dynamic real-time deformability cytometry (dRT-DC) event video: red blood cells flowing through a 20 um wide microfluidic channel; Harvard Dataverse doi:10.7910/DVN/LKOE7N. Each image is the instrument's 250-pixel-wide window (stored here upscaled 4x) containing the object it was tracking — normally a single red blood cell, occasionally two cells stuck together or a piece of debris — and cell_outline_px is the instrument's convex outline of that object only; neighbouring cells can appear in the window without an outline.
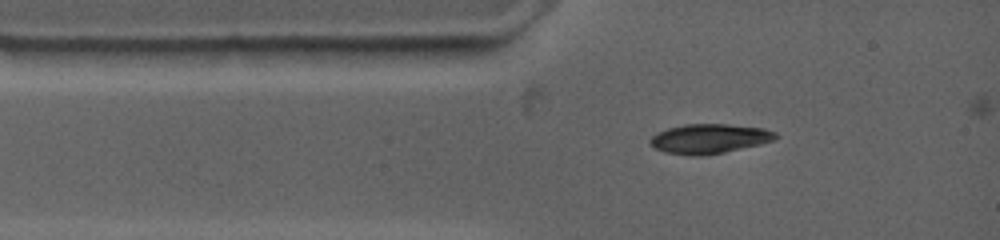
{"species": "common noctule bat (a hibernating species)", "species_latin": "Nyctalus noctula", "temperature_condition": "warm", "stored_images_in_passage": 5, "camera_frame_rate_fps": 4500, "um_per_image_px": 0.085, "animal": {"sex": "female", "body_mass_g": 19.0, "forearm_length_mm": 53.3}, "frame": {"image": 1, "passage_image": 1, "time_ms": 0.0, "image_size_px": [1000, 240], "cell_outline_px": [[780, 136], [776, 140], [760, 144], [724, 152], [700, 156], [688, 156], [664, 152], [652, 148], [648, 144], [648, 140], [656, 132], [668, 128], [684, 124], [728, 124], [764, 128], [776, 132]], "centroid_in_image_um": [60.26, 11.79], "position_along_channel_um": 24.7, "area_um2": 22.02}}
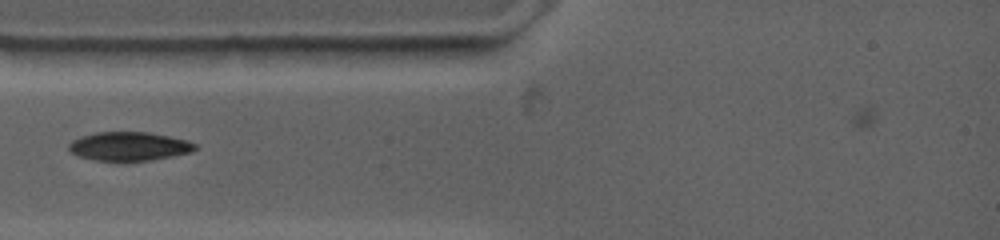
{"frame": {"image": 2, "passage_image": 3, "time_ms": 1.556, "image_size_px": [1000, 240], "cell_outline_px": [[196, 148], [192, 152], [172, 156], [148, 160], [96, 160], [80, 156], [72, 152], [68, 148], [68, 144], [72, 140], [80, 136], [96, 132], [148, 132], [188, 140], [196, 144]], "centroid_in_image_um": [10.97, 12.42], "position_along_channel_um": 74.0, "area_um2": 20.92}}